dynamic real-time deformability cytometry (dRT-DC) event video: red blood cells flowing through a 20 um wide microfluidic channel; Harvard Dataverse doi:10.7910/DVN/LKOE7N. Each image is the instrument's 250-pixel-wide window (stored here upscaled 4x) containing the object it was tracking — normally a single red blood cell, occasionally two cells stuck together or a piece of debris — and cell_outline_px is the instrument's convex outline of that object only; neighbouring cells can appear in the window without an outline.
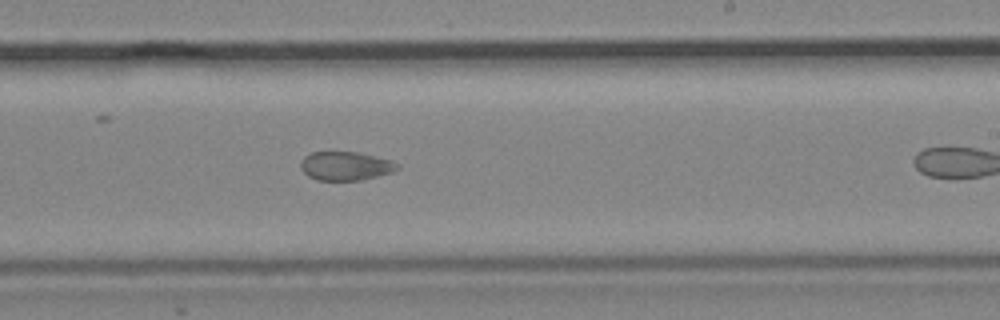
{"species": "common noctule bat (a hibernating species)", "species_latin": "Nyctalus noctula", "temperature_condition": "cold", "stored_images_in_passage": 11, "camera_frame_rate_fps": 3000, "um_per_image_px": 0.085, "animal": {"sex": "male", "body_mass_g": 19.2, "forearm_length_mm": 51.8}, "frame": {"image": 1, "passage_image": 10, "time_ms": 11.333, "image_size_px": [1000, 320], "cell_outline_px": [[400, 168], [392, 172], [360, 180], [316, 180], [308, 176], [300, 168], [300, 164], [304, 156], [312, 152], [360, 152], [392, 160], [400, 164]], "centroid_in_image_um": [29.39, 14.1], "position_along_channel_um": 259.6, "area_um2": 16.3}}